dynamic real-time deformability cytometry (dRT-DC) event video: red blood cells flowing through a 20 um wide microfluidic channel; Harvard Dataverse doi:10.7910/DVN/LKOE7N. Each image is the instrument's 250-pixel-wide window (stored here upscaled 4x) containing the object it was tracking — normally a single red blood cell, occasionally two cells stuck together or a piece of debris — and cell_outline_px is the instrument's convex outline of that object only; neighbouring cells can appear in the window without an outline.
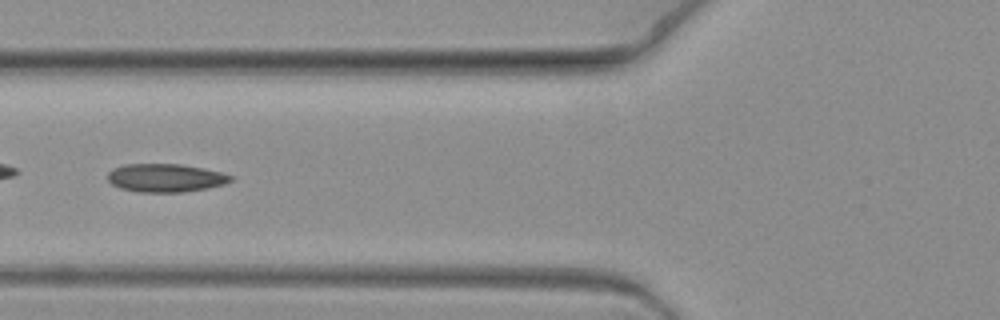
{"species": "common noctule bat (a hibernating species)", "species_latin": "Nyctalus noctula", "temperature_condition": "warm", "stored_images_in_passage": 6, "camera_frame_rate_fps": 3000, "um_per_image_px": 0.085, "animal": {"sex": "female", "body_mass_g": 19.3, "forearm_length_mm": 54.1}, "frame": {"image": 1, "passage_image": 4, "time_ms": 1.0, "image_size_px": [1000, 320], "cell_outline_px": [[232, 180], [224, 184], [208, 188], [184, 192], [136, 192], [120, 188], [112, 184], [108, 180], [108, 172], [112, 168], [124, 164], [180, 164], [204, 168], [224, 172], [232, 176]], "centroid_in_image_um": [14.07, 15.12], "position_along_channel_um": 111.7, "area_um2": 20.46}}
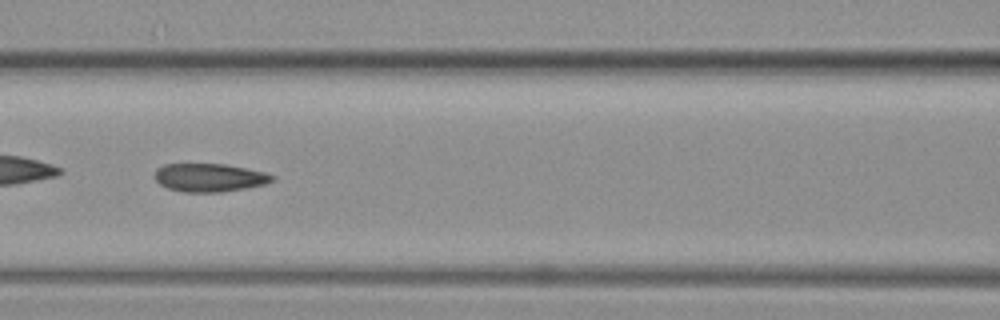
{"frame": {"image": 2, "passage_image": 5, "time_ms": 1.333, "image_size_px": [1000, 320], "cell_outline_px": [[276, 180], [264, 184], [248, 188], [220, 192], [184, 192], [168, 188], [160, 184], [156, 180], [156, 168], [164, 164], [224, 164], [264, 172], [276, 176]], "centroid_in_image_um": [17.83, 15.1], "position_along_channel_um": 148.8, "area_um2": 19.31}}